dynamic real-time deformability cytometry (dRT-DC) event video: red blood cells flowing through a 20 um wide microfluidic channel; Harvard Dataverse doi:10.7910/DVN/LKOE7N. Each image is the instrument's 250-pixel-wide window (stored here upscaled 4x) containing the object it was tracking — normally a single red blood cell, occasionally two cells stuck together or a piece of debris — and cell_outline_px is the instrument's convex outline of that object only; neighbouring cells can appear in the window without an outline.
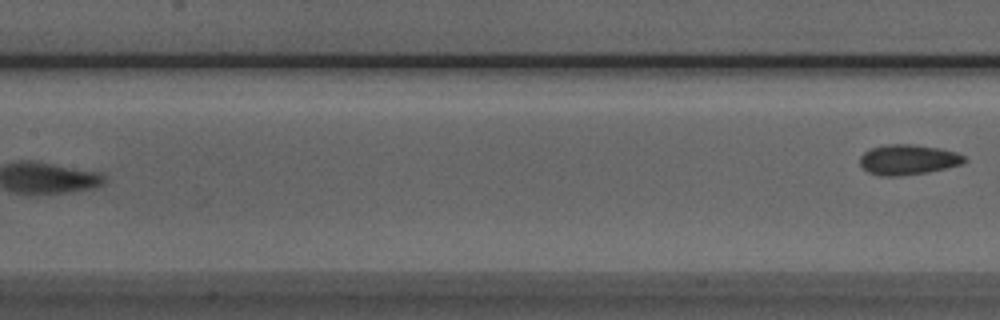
{"species": "Egyptian fruit bat (a non-hibernating species)", "species_latin": "Rousettus aegyptiacus", "temperature_condition": "room temperature", "stored_images_in_passage": 8, "camera_frame_rate_fps": 3000, "um_per_image_px": 0.085, "animal": {"sex": "male"}, "frame": {"image": 1, "passage_image": 8, "time_ms": 8.333, "image_size_px": [1000, 320], "cell_outline_px": [[968, 160], [960, 164], [928, 172], [900, 176], [880, 176], [868, 172], [860, 164], [860, 156], [864, 152], [872, 148], [888, 144], [912, 144], [940, 148], [956, 152], [964, 156]], "centroid_in_image_um": [77.17, 13.57], "position_along_channel_um": 130.2, "area_um2": 18.32}}